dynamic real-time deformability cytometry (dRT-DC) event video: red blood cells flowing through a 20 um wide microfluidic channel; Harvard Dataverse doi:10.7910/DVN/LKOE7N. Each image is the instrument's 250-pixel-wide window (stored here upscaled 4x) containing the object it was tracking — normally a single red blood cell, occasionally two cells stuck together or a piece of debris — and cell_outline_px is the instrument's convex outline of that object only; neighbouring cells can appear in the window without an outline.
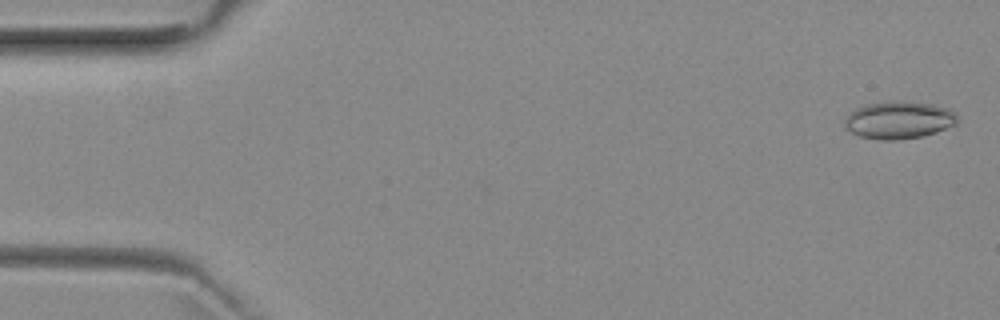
{"species": "common noctule bat (a hibernating species)", "species_latin": "Nyctalus noctula", "temperature_condition": "room temperature", "stored_images_in_passage": 7, "camera_frame_rate_fps": 3000, "um_per_image_px": 0.085, "animal": {"sex": "female", "body_mass_g": 29.2, "forearm_length_mm": 56.3}, "frame": {"image": 1, "passage_image": 2, "time_ms": 0.333, "image_size_px": [1000, 320], "cell_outline_px": [[956, 124], [936, 132], [924, 136], [900, 140], [880, 140], [860, 136], [844, 128], [844, 120], [856, 108], [868, 104], [888, 100], [904, 100], [932, 104], [948, 108], [956, 112]], "centroid_in_image_um": [76.41, 10.19], "position_along_channel_um": 8.6, "area_um2": 24.85}}